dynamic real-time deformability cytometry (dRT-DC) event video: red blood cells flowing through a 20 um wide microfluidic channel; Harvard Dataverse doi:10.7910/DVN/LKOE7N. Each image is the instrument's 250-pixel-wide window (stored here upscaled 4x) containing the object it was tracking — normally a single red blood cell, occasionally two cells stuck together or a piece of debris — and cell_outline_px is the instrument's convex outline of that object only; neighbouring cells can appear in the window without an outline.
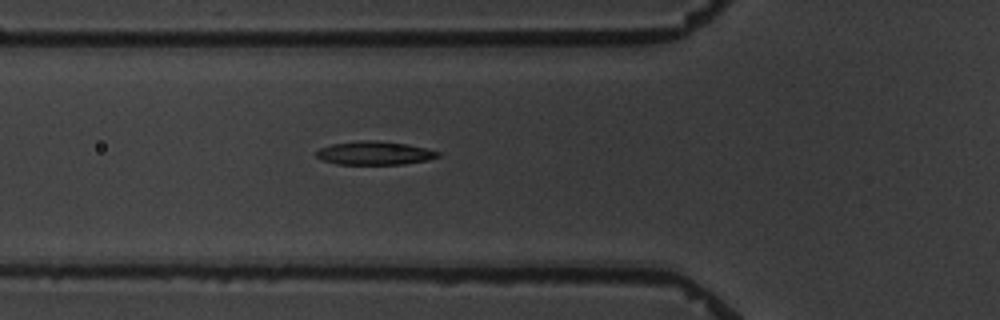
{"species": "common noctule bat (a hibernating species)", "species_latin": "Nyctalus noctula", "temperature_condition": "warm", "stored_images_in_passage": 6, "segment_of_instrument_passage": [1, 2], "camera_frame_rate_fps": 3000, "um_per_image_px": 0.085, "animal": {"sex": "male", "body_mass_g": 19.5, "forearm_length_mm": 54.6}, "frame": {"image": 1, "passage_image": 5, "time_ms": 4.667, "image_size_px": [1000, 320], "cell_outline_px": [[440, 156], [428, 160], [404, 164], [336, 164], [324, 160], [316, 156], [316, 152], [320, 148], [332, 144], [360, 140], [376, 140], [408, 144], [440, 152]], "centroid_in_image_um": [31.85, 13.01], "position_along_channel_um": 93.9, "area_um2": 16.59}}